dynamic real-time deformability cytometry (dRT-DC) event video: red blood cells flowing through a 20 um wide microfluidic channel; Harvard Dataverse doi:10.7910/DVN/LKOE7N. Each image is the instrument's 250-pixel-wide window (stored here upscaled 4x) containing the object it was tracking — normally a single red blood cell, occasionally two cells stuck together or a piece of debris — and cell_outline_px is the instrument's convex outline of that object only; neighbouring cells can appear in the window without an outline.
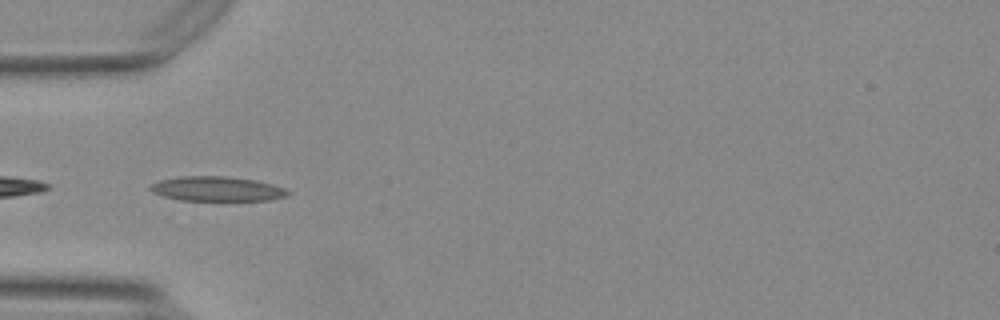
{"species": "Egyptian fruit bat (a non-hibernating species)", "species_latin": "Rousettus aegyptiacus", "temperature_condition": "warm", "stored_images_in_passage": 30, "camera_frame_rate_fps": 3000, "um_per_image_px": 0.085, "animal": {"sex": "female"}, "frame": {"image": 1, "passage_image": 1, "time_ms": 0.0, "image_size_px": [1000, 320], "cell_outline_px": [[292, 192], [284, 196], [268, 200], [180, 200], [164, 196], [152, 192], [148, 188], [152, 184], [160, 180], [180, 176], [224, 176], [256, 180], [272, 184], [284, 188]], "centroid_in_image_um": [18.43, 16.04], "position_along_channel_um": 66.6, "area_um2": 19.59}}
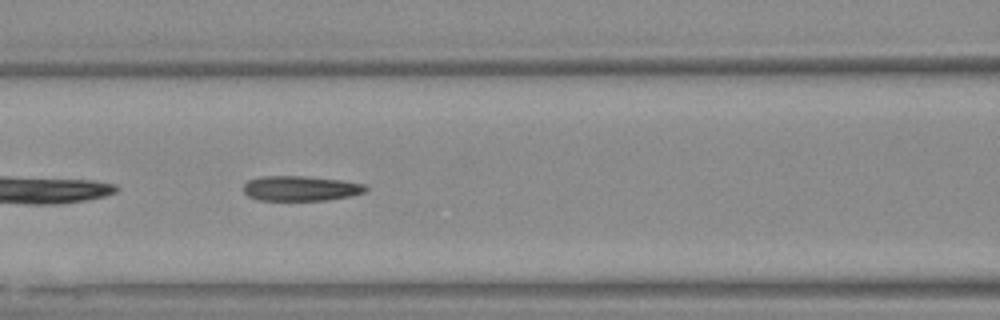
{"frame": {"image": 2, "passage_image": 7, "time_ms": 2.0, "image_size_px": [1000, 320], "cell_outline_px": [[368, 188], [364, 192], [352, 196], [328, 200], [256, 200], [248, 196], [244, 192], [244, 184], [248, 180], [260, 176], [304, 176], [340, 180], [364, 184]], "centroid_in_image_um": [25.54, 16.01], "position_along_channel_um": 141.1, "area_um2": 17.86}}
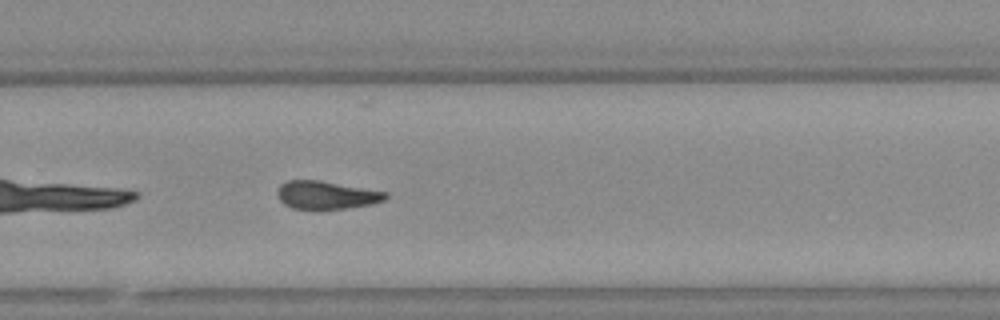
{"frame": {"image": 3, "passage_image": 20, "time_ms": 6.333, "image_size_px": [1000, 320], "cell_outline_px": [[388, 196], [384, 200], [372, 204], [344, 208], [292, 208], [284, 204], [280, 200], [276, 192], [280, 184], [288, 180], [320, 180], [388, 192]], "centroid_in_image_um": [27.74, 16.56], "position_along_channel_um": 302.1, "area_um2": 17.51}}